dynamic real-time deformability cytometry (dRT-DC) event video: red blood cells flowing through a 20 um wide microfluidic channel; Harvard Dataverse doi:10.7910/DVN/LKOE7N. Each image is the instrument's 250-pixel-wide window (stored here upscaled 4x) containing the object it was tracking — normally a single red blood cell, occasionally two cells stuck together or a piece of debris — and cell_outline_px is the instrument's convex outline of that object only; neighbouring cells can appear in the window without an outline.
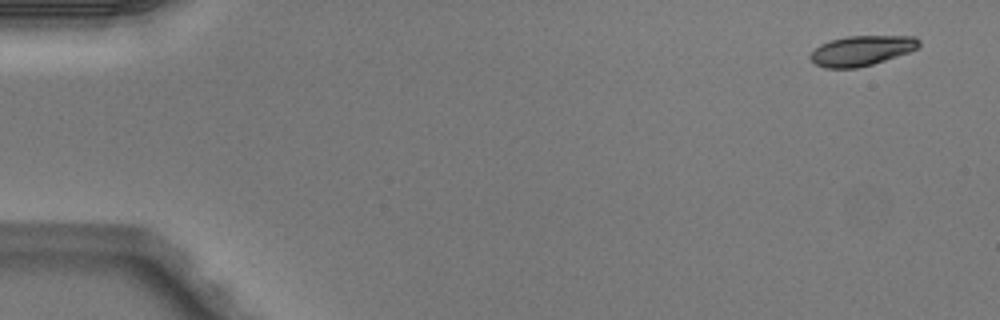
{"species": "Egyptian fruit bat (a non-hibernating species)", "species_latin": "Rousettus aegyptiacus", "temperature_condition": "warm", "stored_images_in_passage": 6, "camera_frame_rate_fps": 3000, "um_per_image_px": 0.085, "animal": {"sex": "male"}, "frame": {"image": 1, "passage_image": 1, "time_ms": 0.0, "image_size_px": [1000, 320], "cell_outline_px": [[920, 44], [916, 48], [908, 52], [872, 64], [856, 68], [824, 68], [816, 64], [808, 56], [820, 44], [832, 40], [848, 36], [916, 36], [920, 40]], "centroid_in_image_um": [73.22, 4.3], "position_along_channel_um": 11.8, "area_um2": 18.79}}
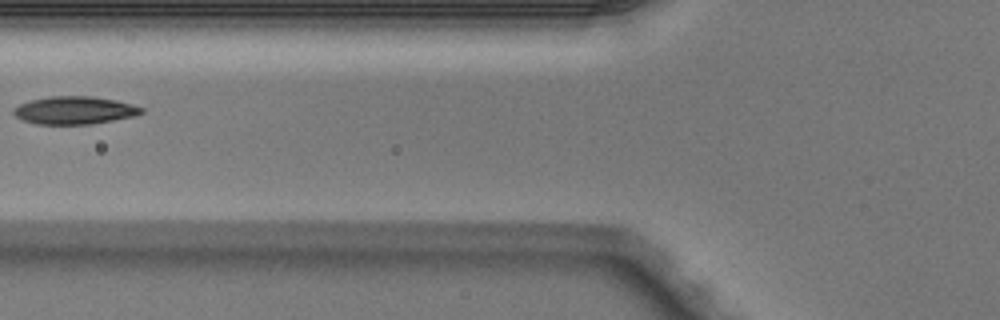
{"frame": {"image": 2, "passage_image": 5, "time_ms": 1.333, "image_size_px": [1000, 320], "cell_outline_px": [[144, 112], [132, 116], [112, 120], [88, 124], [36, 124], [24, 120], [16, 116], [12, 112], [12, 108], [20, 104], [32, 100], [52, 96], [88, 96], [116, 100], [132, 104], [144, 108]], "centroid_in_image_um": [6.32, 9.37], "position_along_channel_um": 119.5, "area_um2": 20.46}}
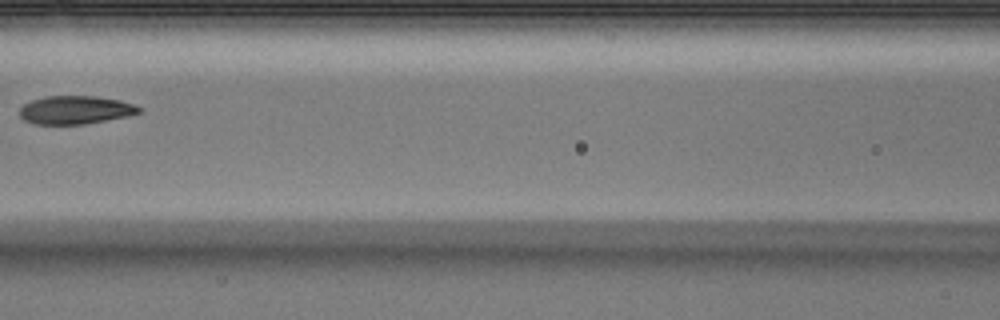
{"frame": {"image": 3, "passage_image": 6, "time_ms": 1.667, "image_size_px": [1000, 320], "cell_outline_px": [[140, 112], [128, 116], [84, 124], [32, 124], [24, 120], [20, 116], [20, 108], [24, 104], [32, 100], [48, 96], [96, 96], [120, 100], [132, 104], [140, 108]], "centroid_in_image_um": [6.38, 9.35], "position_along_channel_um": 160.2, "area_um2": 19.54}}